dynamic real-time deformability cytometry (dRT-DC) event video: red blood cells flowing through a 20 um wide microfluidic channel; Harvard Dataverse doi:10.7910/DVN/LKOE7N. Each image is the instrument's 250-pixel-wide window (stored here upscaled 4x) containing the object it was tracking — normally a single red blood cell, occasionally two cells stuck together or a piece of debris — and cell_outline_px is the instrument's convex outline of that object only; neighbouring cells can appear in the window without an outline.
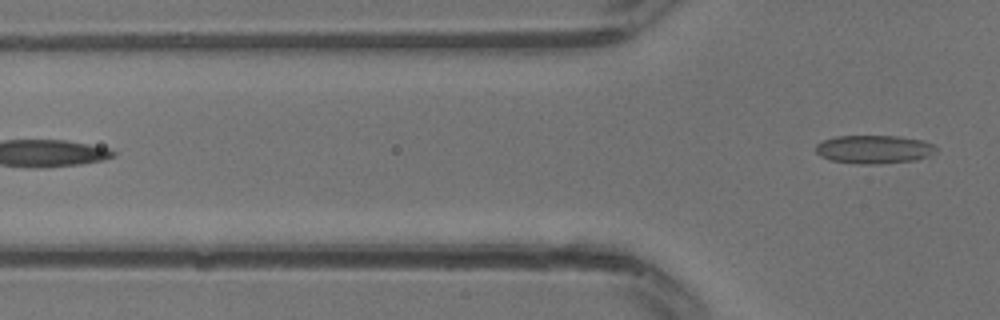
{"species": "common noctule bat (a hibernating species)", "species_latin": "Nyctalus noctula", "temperature_condition": "warm", "stored_images_in_passage": 5, "segment_of_instrument_passage": [2, 2], "camera_frame_rate_fps": 3000, "um_per_image_px": 0.085, "animal": {"sex": "male", "body_mass_g": 13.3}, "frame": {"image": 1, "passage_image": 5, "time_ms": 1.333, "image_size_px": [1000, 320], "cell_outline_px": [[940, 148], [936, 152], [916, 160], [872, 164], [860, 164], [832, 160], [820, 156], [816, 152], [816, 144], [824, 140], [836, 136], [896, 136], [920, 140], [932, 144]], "centroid_in_image_um": [74.29, 12.69], "position_along_channel_um": 51.5, "area_um2": 19.71}}